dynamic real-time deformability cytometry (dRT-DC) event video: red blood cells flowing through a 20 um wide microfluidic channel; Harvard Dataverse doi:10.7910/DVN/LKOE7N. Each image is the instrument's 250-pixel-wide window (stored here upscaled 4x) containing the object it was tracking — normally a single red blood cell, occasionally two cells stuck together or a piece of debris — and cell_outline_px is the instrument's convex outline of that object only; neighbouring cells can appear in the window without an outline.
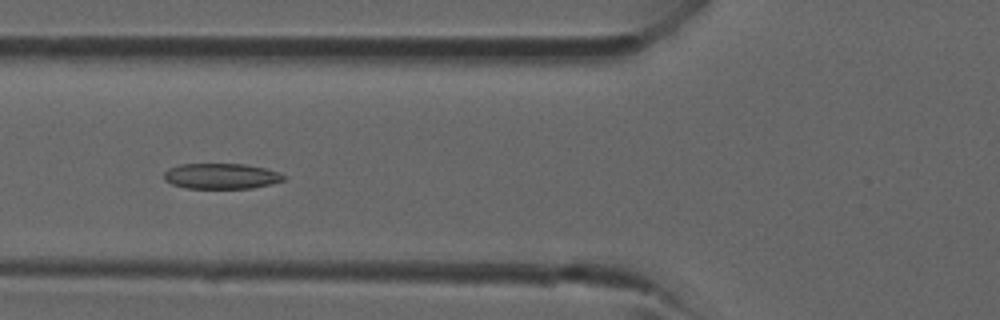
{"species": "common noctule bat (a hibernating species)", "species_latin": "Nyctalus noctula", "temperature_condition": "room temperature", "stored_images_in_passage": 43, "camera_frame_rate_fps": 3000, "um_per_image_px": 0.085, "animal": {"sex": "male", "forearm_length_mm": 52.5}, "frame": {"image": 1, "passage_image": 16, "time_ms": 5.0, "image_size_px": [1000, 320], "cell_outline_px": [[288, 176], [284, 180], [272, 184], [252, 188], [184, 188], [172, 184], [164, 180], [164, 172], [168, 168], [180, 164], [244, 164], [264, 168], [280, 172]], "centroid_in_image_um": [18.82, 14.97], "position_along_channel_um": 107.0, "area_um2": 17.98}}
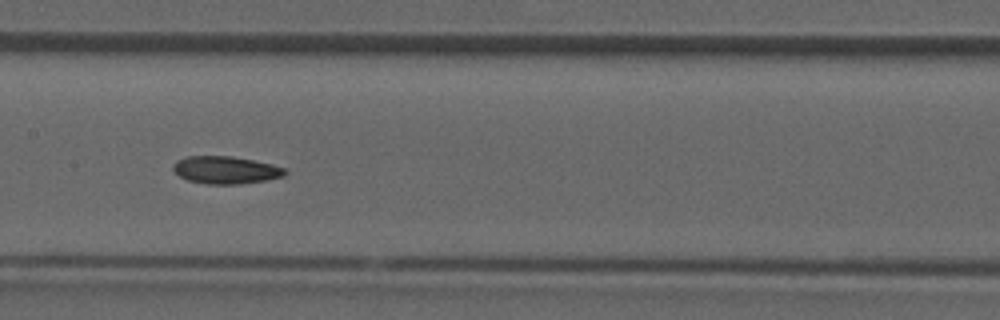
{"frame": {"image": 2, "passage_image": 21, "time_ms": 6.667, "image_size_px": [1000, 320], "cell_outline_px": [[288, 172], [284, 176], [264, 180], [236, 184], [208, 184], [188, 180], [180, 176], [172, 168], [172, 164], [176, 160], [188, 156], [232, 156], [272, 164], [284, 168]], "centroid_in_image_um": [19.17, 14.44], "position_along_channel_um": 188.2, "area_um2": 17.8}}
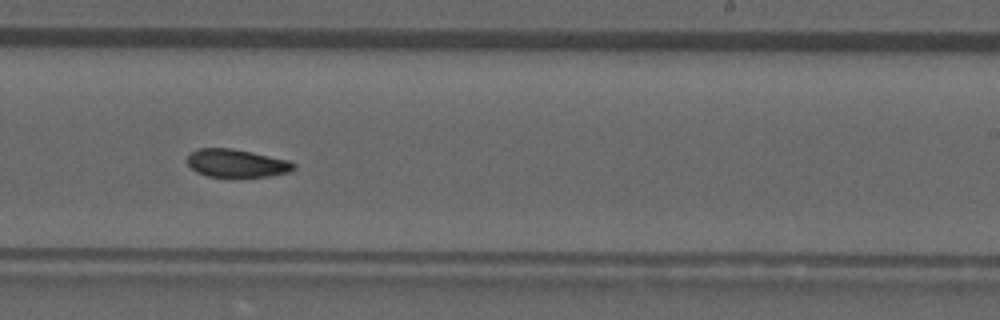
{"frame": {"image": 3, "passage_image": 26, "time_ms": 8.333, "image_size_px": [1000, 320], "cell_outline_px": [[296, 168], [292, 172], [268, 176], [208, 176], [196, 172], [188, 164], [188, 156], [192, 152], [200, 148], [232, 148], [252, 152], [288, 160], [296, 164]], "centroid_in_image_um": [20.15, 13.87], "position_along_channel_um": 268.8, "area_um2": 17.22}}